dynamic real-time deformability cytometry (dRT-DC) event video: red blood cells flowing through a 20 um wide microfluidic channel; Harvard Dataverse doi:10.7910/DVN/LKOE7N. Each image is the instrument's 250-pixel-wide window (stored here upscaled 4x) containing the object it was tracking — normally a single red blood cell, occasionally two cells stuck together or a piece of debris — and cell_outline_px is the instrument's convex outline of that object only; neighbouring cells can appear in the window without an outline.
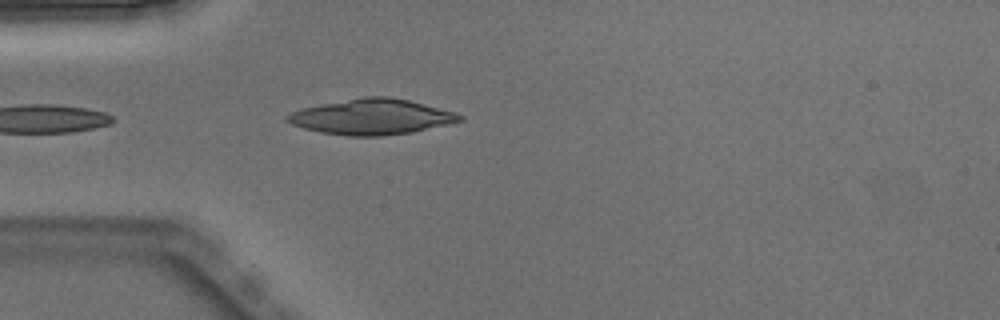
{"species": "Egyptian fruit bat (a non-hibernating species)", "species_latin": "Rousettus aegyptiacus", "temperature_condition": "warm", "stored_images_in_passage": 2, "camera_frame_rate_fps": 3000, "um_per_image_px": 0.085, "animal": {"sex": "male"}, "frame": {"image": 1, "passage_image": 2, "time_ms": 0.333, "image_size_px": [1000, 320], "cell_outline_px": [[464, 120], [448, 124], [412, 132], [380, 136], [352, 136], [320, 132], [304, 128], [292, 124], [284, 120], [284, 116], [300, 108], [364, 96], [388, 96], [408, 100], [456, 112], [464, 116]], "centroid_in_image_um": [31.59, 9.92], "position_along_channel_um": 53.4, "area_um2": 35.6}}